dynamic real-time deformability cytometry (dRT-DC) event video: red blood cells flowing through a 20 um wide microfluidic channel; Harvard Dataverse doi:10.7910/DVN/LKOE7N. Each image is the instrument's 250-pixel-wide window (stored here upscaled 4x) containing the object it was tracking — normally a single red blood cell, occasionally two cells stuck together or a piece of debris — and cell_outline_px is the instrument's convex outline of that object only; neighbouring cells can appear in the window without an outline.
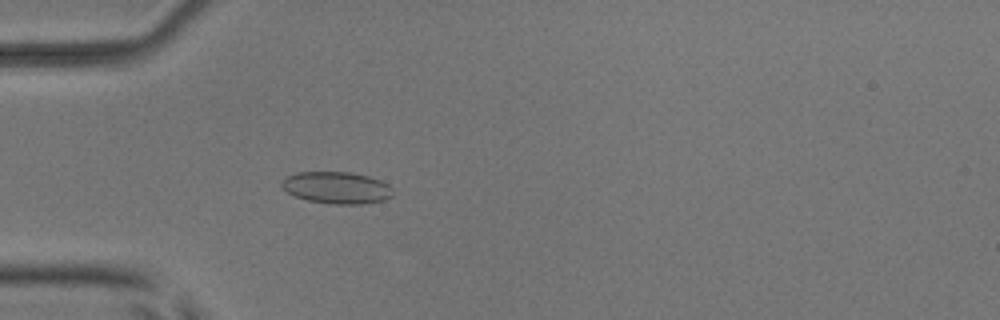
{"species": "common noctule bat (a hibernating species)", "species_latin": "Nyctalus noctula", "temperature_condition": "room temperature", "stored_images_in_passage": 35, "camera_frame_rate_fps": 3000, "um_per_image_px": 0.085, "animal": {"sex": "male", "body_mass_g": 17.9, "forearm_length_mm": 54.2}, "frame": {"image": 1, "passage_image": 11, "time_ms": 3.333, "image_size_px": [1000, 320], "cell_outline_px": [[392, 196], [384, 200], [360, 204], [332, 204], [308, 200], [296, 196], [288, 192], [280, 184], [288, 176], [296, 172], [352, 172], [368, 176], [380, 180], [388, 184], [392, 188]], "centroid_in_image_um": [28.64, 15.95], "position_along_channel_um": 56.4, "area_um2": 20.52}}
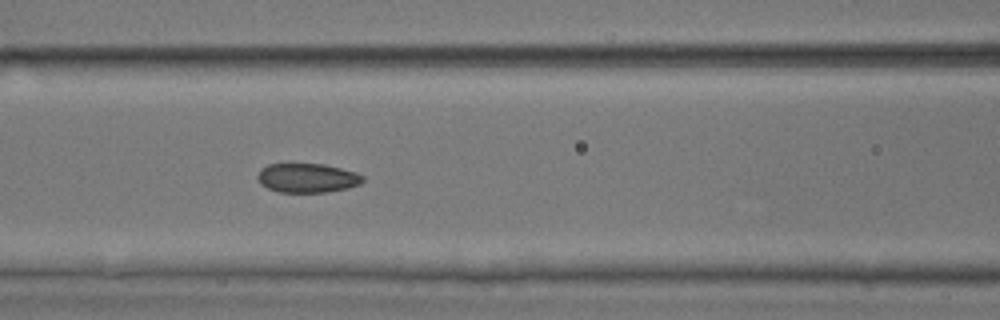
{"frame": {"image": 2, "passage_image": 18, "time_ms": 5.667, "image_size_px": [1000, 320], "cell_outline_px": [[364, 180], [360, 184], [348, 188], [324, 192], [280, 192], [268, 188], [260, 184], [256, 176], [260, 168], [268, 164], [324, 164], [356, 172], [364, 176]], "centroid_in_image_um": [26.1, 15.12], "position_along_channel_um": 140.5, "area_um2": 17.98}}
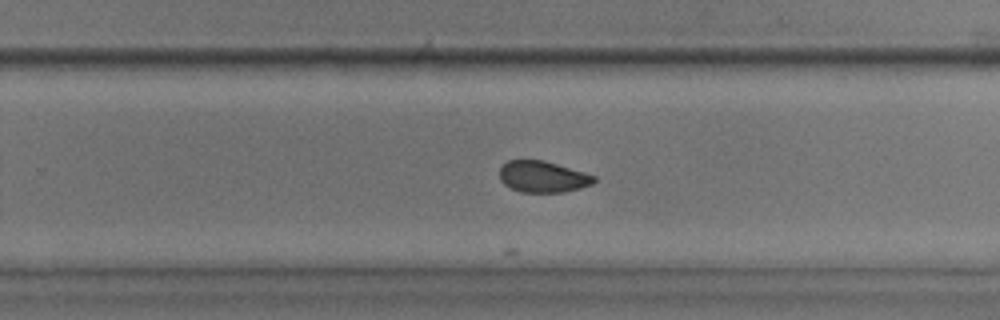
{"frame": {"image": 3, "passage_image": 29, "time_ms": 9.333, "image_size_px": [1000, 320], "cell_outline_px": [[596, 180], [592, 184], [580, 188], [564, 192], [520, 192], [504, 184], [500, 180], [500, 168], [508, 160], [544, 160], [584, 172], [596, 176]], "centroid_in_image_um": [46.14, 15.02], "position_along_channel_um": 283.7, "area_um2": 17.22}}